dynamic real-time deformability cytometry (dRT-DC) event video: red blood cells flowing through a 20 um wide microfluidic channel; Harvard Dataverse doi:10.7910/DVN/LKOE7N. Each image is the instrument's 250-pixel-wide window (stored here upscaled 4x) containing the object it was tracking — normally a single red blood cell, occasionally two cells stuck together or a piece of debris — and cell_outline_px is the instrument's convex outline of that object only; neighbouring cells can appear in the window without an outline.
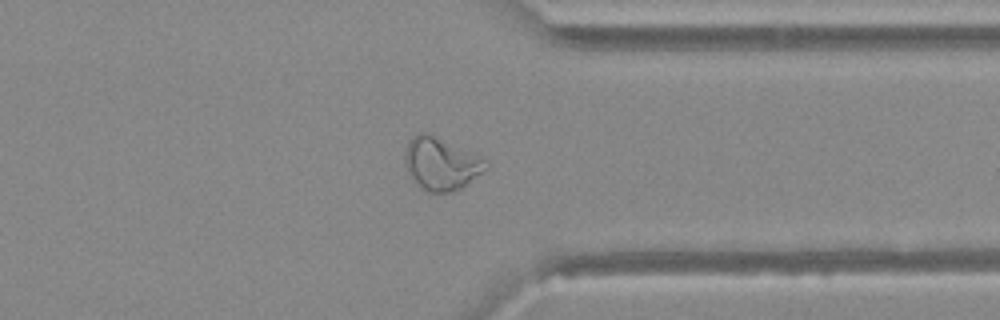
{"species": "Egyptian fruit bat (a non-hibernating species)", "species_latin": "Rousettus aegyptiacus", "temperature_condition": "warm", "stored_images_in_passage": 40, "camera_frame_rate_fps": 3000, "um_per_image_px": 0.085, "animal": {"sex": "female"}, "frame": {"image": 1, "passage_image": 29, "time_ms": 9.333, "image_size_px": [1000, 320], "cell_outline_px": [[488, 168], [460, 188], [452, 192], [428, 192], [420, 188], [408, 172], [404, 164], [404, 156], [408, 140], [412, 136], [420, 132], [424, 132], [480, 156], [484, 160]], "centroid_in_image_um": [37.44, 13.93], "position_along_channel_um": 374.0, "area_um2": 24.33}}